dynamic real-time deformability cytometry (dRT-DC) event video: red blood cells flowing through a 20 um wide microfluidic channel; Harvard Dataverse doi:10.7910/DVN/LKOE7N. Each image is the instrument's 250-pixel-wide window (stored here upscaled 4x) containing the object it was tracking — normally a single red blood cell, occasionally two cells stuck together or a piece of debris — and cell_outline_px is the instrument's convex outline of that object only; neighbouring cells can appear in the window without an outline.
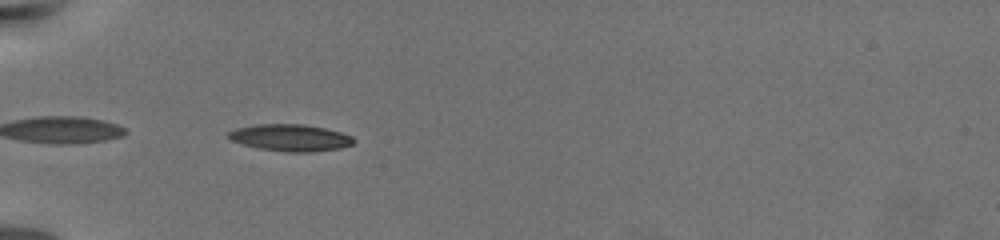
{"species": "common noctule bat (a hibernating species)", "species_latin": "Nyctalus noctula", "temperature_condition": "warm", "stored_images_in_passage": 3, "camera_frame_rate_fps": 3000, "um_per_image_px": 0.085, "animal": {"sex": "female", "body_mass_g": 19.5, "forearm_length_mm": 54.1}, "frame": {"image": 1, "passage_image": 2, "time_ms": 1.667, "image_size_px": [1000, 240], "cell_outline_px": [[352, 144], [340, 148], [308, 152], [284, 152], [260, 148], [244, 144], [232, 140], [224, 136], [228, 132], [236, 128], [256, 124], [304, 124], [324, 128], [340, 132], [352, 136]], "centroid_in_image_um": [24.64, 11.7], "position_along_channel_um": 60.4, "area_um2": 19.42}}